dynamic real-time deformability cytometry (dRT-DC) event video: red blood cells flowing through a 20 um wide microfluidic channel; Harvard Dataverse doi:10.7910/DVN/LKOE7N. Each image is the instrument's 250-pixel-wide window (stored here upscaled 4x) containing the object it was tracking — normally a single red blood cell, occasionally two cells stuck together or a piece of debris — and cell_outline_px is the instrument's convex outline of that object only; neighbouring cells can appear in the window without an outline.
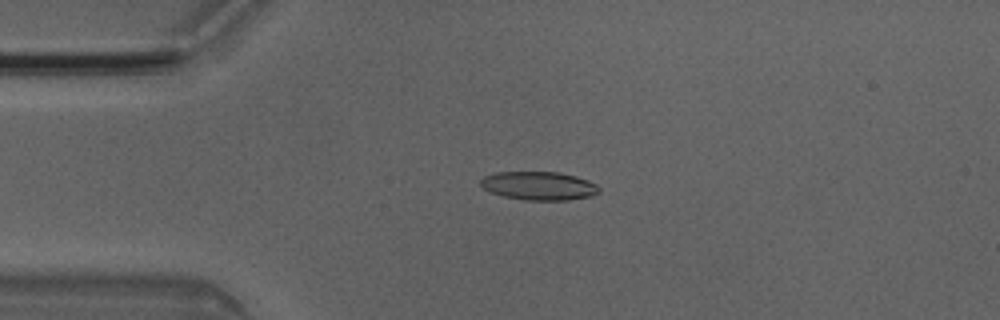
{"species": "Egyptian fruit bat (a non-hibernating species)", "species_latin": "Rousettus aegyptiacus", "temperature_condition": "room temperature", "stored_images_in_passage": 3, "camera_frame_rate_fps": 3000, "um_per_image_px": 0.085, "animal": {"sex": "male"}, "frame": {"image": 1, "passage_image": 3, "time_ms": 0.667, "image_size_px": [1000, 320], "cell_outline_px": [[600, 192], [592, 196], [568, 200], [524, 200], [504, 196], [492, 192], [484, 188], [480, 184], [480, 180], [484, 176], [496, 172], [560, 172], [576, 176], [588, 180], [596, 184], [600, 188]], "centroid_in_image_um": [45.84, 15.79], "position_along_channel_um": 39.2, "area_um2": 19.71}}